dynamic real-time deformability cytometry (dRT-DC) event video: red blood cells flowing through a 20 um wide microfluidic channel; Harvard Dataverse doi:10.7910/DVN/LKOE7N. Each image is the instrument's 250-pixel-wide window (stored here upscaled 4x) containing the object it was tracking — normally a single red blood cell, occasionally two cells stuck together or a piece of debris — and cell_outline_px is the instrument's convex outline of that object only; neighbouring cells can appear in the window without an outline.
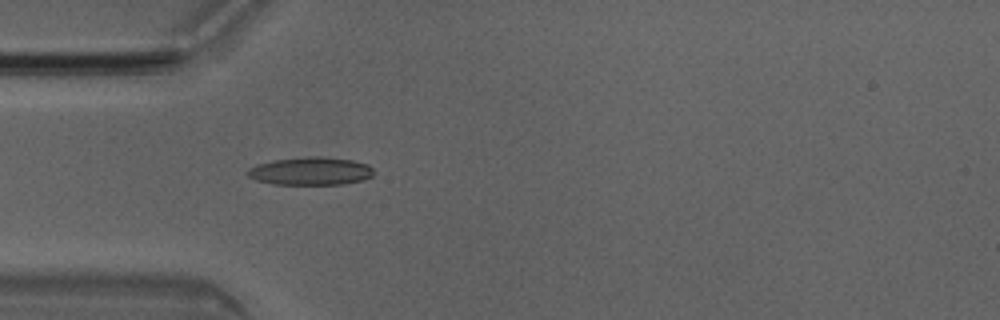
{"species": "Egyptian fruit bat (a non-hibernating species)", "species_latin": "Rousettus aegyptiacus", "temperature_condition": "room temperature", "stored_images_in_passage": 4, "camera_frame_rate_fps": 3000, "um_per_image_px": 0.085, "animal": {"sex": "male"}, "frame": {"image": 1, "passage_image": 4, "time_ms": 1.0, "image_size_px": [1000, 320], "cell_outline_px": [[372, 176], [364, 180], [344, 184], [272, 184], [256, 180], [248, 176], [244, 172], [248, 168], [256, 164], [272, 160], [312, 156], [320, 156], [352, 160], [368, 164], [372, 168]], "centroid_in_image_um": [26.36, 14.54], "position_along_channel_um": 58.6, "area_um2": 20.69}}